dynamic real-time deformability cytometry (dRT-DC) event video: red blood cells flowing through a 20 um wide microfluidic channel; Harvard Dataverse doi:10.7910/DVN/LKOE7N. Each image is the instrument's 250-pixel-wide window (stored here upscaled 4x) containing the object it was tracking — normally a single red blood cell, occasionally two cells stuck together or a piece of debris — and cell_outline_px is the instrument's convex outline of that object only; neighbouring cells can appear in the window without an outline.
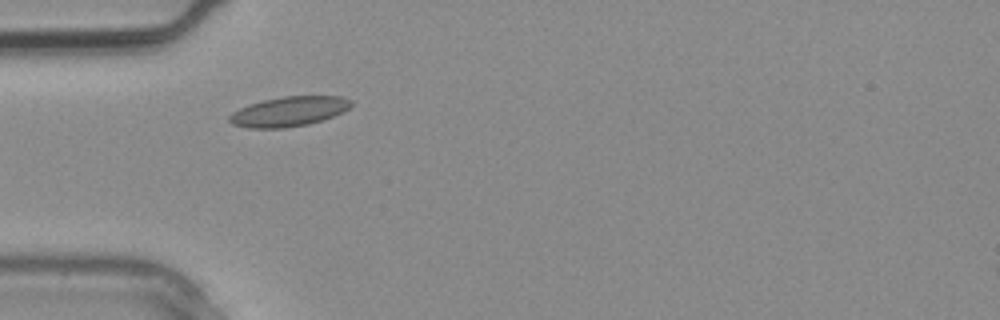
{"species": "common noctule bat (a hibernating species)", "species_latin": "Nyctalus noctula", "temperature_condition": "warm", "stored_images_in_passage": 2, "camera_frame_rate_fps": 3000, "um_per_image_px": 0.085, "animal": {"sex": "male", "body_mass_g": 20.4}, "frame": {"image": 1, "passage_image": 2, "time_ms": 0.333, "image_size_px": [1000, 320], "cell_outline_px": [[352, 104], [344, 112], [324, 120], [308, 124], [284, 128], [248, 128], [232, 124], [228, 120], [228, 116], [232, 112], [248, 104], [264, 100], [284, 96], [340, 96], [352, 100]], "centroid_in_image_um": [24.56, 9.48], "position_along_channel_um": 60.4, "area_um2": 21.27}}